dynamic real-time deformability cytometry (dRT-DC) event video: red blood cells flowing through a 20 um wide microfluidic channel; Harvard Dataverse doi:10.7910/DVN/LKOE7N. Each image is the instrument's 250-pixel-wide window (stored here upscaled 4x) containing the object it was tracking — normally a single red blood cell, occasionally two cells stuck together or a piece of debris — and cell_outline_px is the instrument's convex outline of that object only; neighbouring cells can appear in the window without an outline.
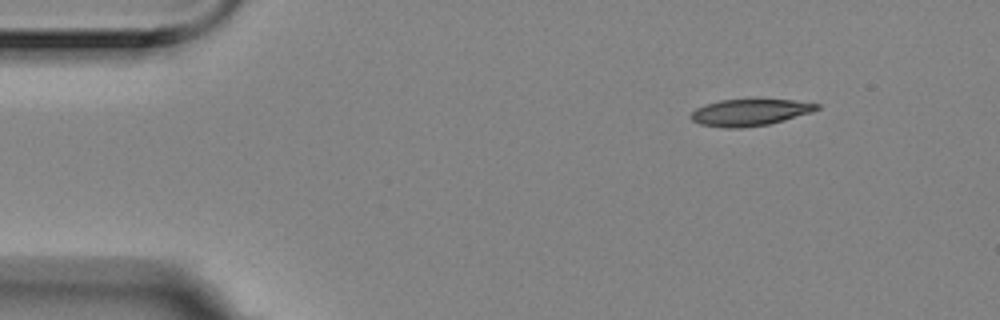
{"species": "Egyptian fruit bat (a non-hibernating species)", "species_latin": "Rousettus aegyptiacus", "temperature_condition": "room temperature", "stored_images_in_passage": 5, "camera_frame_rate_fps": 3000, "um_per_image_px": 0.085, "animal": {"sex": "female"}, "frame": {"image": 1, "passage_image": 1, "time_ms": 0.0, "image_size_px": [1000, 320], "cell_outline_px": [[820, 108], [812, 112], [784, 120], [768, 124], [740, 128], [724, 128], [700, 124], [692, 120], [688, 116], [696, 108], [704, 104], [720, 100], [792, 100], [820, 104]], "centroid_in_image_um": [63.7, 9.56], "position_along_channel_um": 21.3, "area_um2": 19.48}}
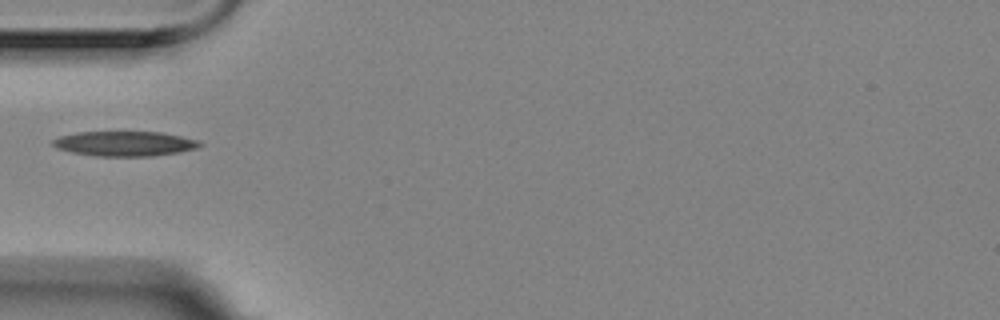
{"frame": {"image": 2, "passage_image": 4, "time_ms": 1.0, "image_size_px": [1000, 320], "cell_outline_px": [[204, 144], [200, 148], [180, 152], [152, 156], [96, 156], [72, 152], [56, 148], [52, 144], [52, 140], [60, 136], [76, 132], [160, 132], [200, 140]], "centroid_in_image_um": [10.64, 12.21], "position_along_channel_um": 74.4, "area_um2": 21.44}}
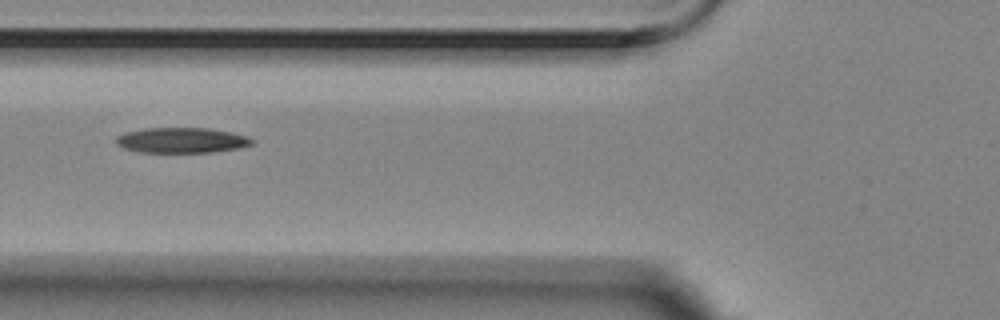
{"frame": {"image": 3, "passage_image": 5, "time_ms": 1.333, "image_size_px": [1000, 320], "cell_outline_px": [[256, 140], [252, 144], [236, 148], [212, 152], [140, 152], [124, 148], [116, 144], [112, 140], [116, 136], [124, 132], [144, 128], [208, 128], [232, 132], [248, 136]], "centroid_in_image_um": [15.4, 11.91], "position_along_channel_um": 110.4, "area_um2": 20.23}}